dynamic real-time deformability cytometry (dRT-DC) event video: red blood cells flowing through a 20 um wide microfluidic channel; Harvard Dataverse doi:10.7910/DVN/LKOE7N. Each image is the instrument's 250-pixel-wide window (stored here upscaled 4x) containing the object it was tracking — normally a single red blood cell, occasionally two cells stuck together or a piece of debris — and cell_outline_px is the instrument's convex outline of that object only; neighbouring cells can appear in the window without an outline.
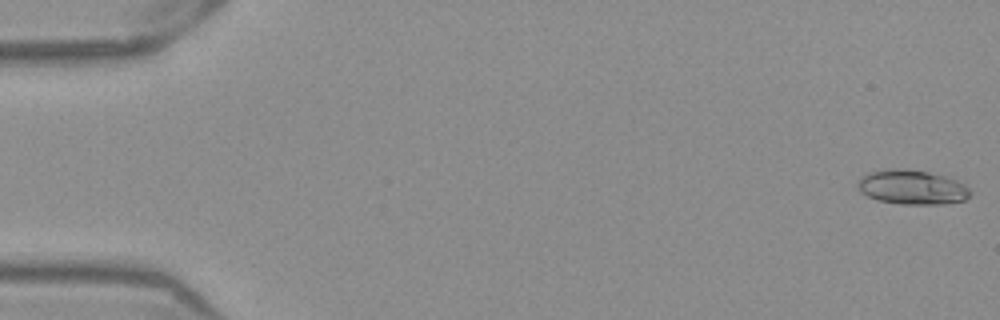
{"species": "Egyptian fruit bat (a non-hibernating species)", "species_latin": "Rousettus aegyptiacus", "temperature_condition": "warm", "stored_images_in_passage": 52, "camera_frame_rate_fps": 3000, "um_per_image_px": 0.085, "frame": {"image": 1, "passage_image": 1, "time_ms": 0.0, "image_size_px": [1000, 320], "cell_outline_px": [[972, 192], [964, 200], [944, 204], [900, 204], [876, 200], [860, 192], [856, 188], [856, 184], [868, 172], [884, 168], [904, 168], [928, 172], [944, 176], [956, 180], [964, 184]], "centroid_in_image_um": [77.48, 15.91], "position_along_channel_um": 7.5, "area_um2": 22.77}}
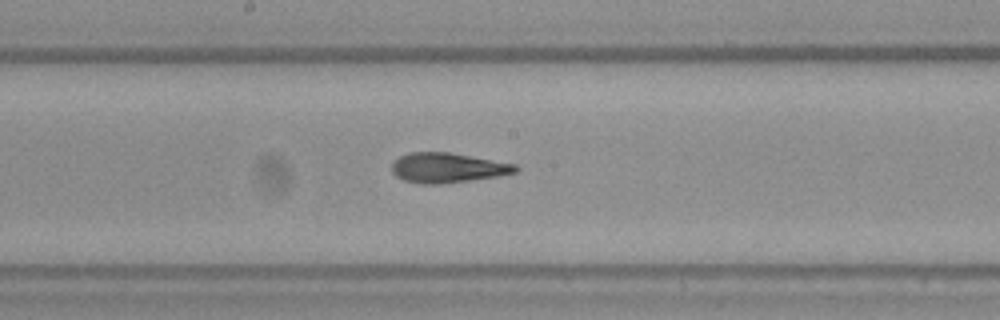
{"frame": {"image": 2, "passage_image": 28, "time_ms": 9.0, "image_size_px": [1000, 320], "cell_outline_px": [[520, 168], [516, 172], [500, 176], [440, 184], [420, 184], [404, 180], [396, 176], [392, 172], [392, 160], [408, 152], [448, 152], [516, 164]], "centroid_in_image_um": [38.02, 14.26], "position_along_channel_um": 210.2, "area_um2": 21.62}}
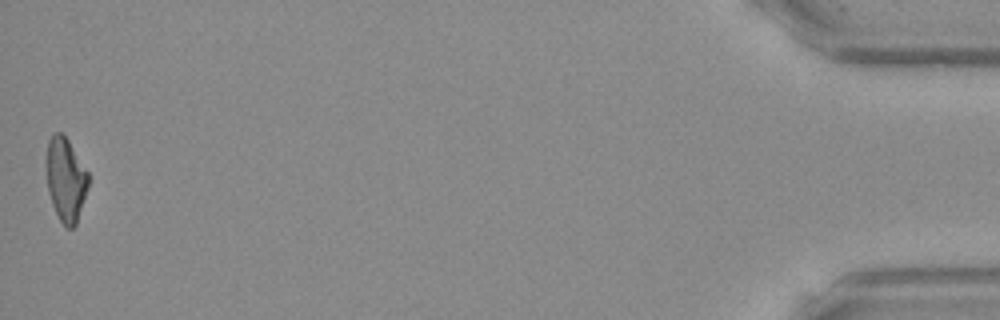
{"frame": {"image": 3, "passage_image": 52, "time_ms": 17.0, "image_size_px": [1000, 320], "cell_outline_px": [[88, 188], [76, 224], [72, 228], [64, 228], [52, 204], [48, 192], [44, 164], [48, 140], [56, 132], [60, 132], [68, 140], [88, 172]], "centroid_in_image_um": [5.55, 15.26], "position_along_channel_um": 429.6, "area_um2": 20.69}, "authors_computed_cell_mechanics": {"area_um2": 21.386, "velocity_mm_per_s": 3.9283, "shape_relaxation_time_tau1_ms": null, "shape_relaxation_time_tau2_ms": 2.199, "deformation_change_tau1": null, "deformation_change_tau2": 0.0948}}